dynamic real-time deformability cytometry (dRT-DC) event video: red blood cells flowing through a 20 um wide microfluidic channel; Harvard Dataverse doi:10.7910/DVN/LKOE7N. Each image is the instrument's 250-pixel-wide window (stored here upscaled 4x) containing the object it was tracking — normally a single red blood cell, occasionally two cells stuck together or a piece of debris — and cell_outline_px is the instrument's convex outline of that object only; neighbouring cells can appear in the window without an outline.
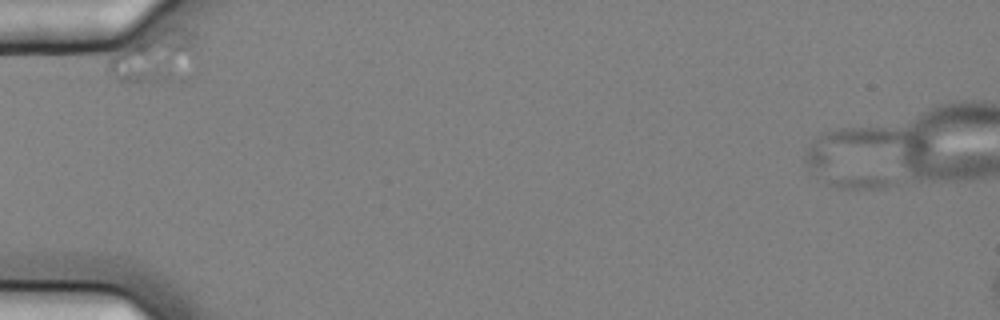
{"species": "common noctule bat (a hibernating species)", "species_latin": "Nyctalus noctula", "temperature_condition": "cold", "stored_images_in_passage": 38, "camera_frame_rate_fps": 3000, "um_per_image_px": 0.085, "animal": {"sex": "female", "body_mass_g": 25.1}, "frame": {"image": 1, "passage_image": 1, "time_ms": 0.0, "image_size_px": [1000, 320], "cell_outline_px": [[192, 56], [184, 80], [120, 80], [108, 68], [108, 60], [112, 56], [136, 40], [168, 24], [192, 36]], "centroid_in_image_um": [13.15, 4.82], "position_along_channel_um": 71.9, "area_um2": 24.74}}
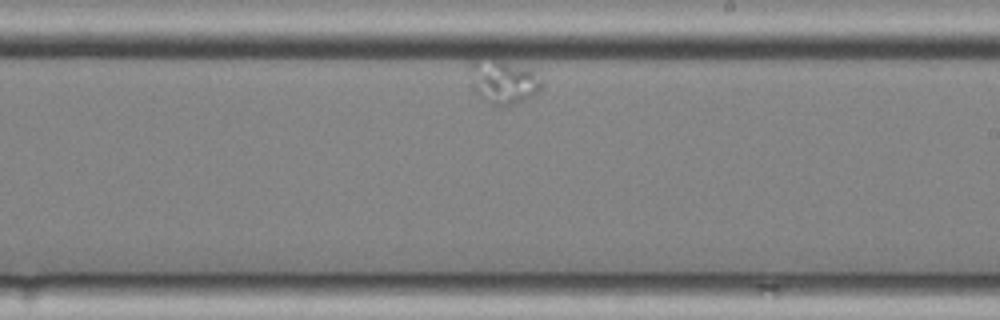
{"frame": {"image": 2, "passage_image": 23, "time_ms": 7.333, "image_size_px": [1000, 320], "cell_outline_px": [[544, 84], [532, 96], [508, 108], [504, 108], [492, 104], [476, 92], [472, 88], [468, 64], [472, 60], [500, 60], [532, 68], [544, 80]], "centroid_in_image_um": [42.82, 6.95], "position_along_channel_um": 246.2, "area_um2": 18.79}}
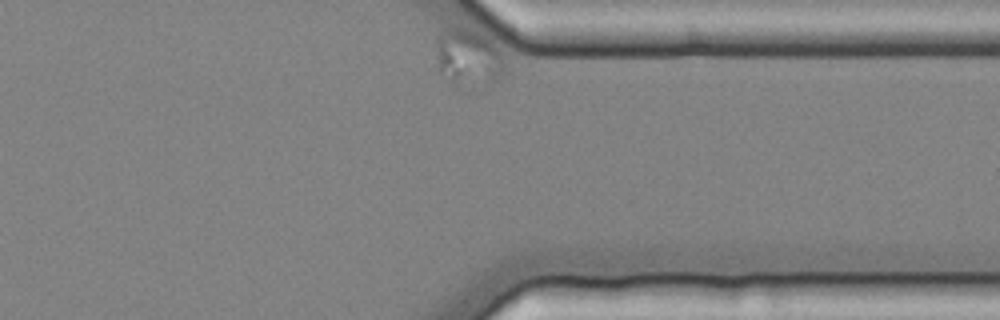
{"frame": {"image": 3, "passage_image": 38, "time_ms": 12.333, "image_size_px": [1000, 320], "cell_outline_px": [[500, 60], [456, 84], [452, 84], [436, 68], [436, 64], [440, 40], [448, 32], [464, 28], [468, 28], [484, 36], [500, 52]], "centroid_in_image_um": [39.5, 4.65], "position_along_channel_um": 371.9, "area_um2": 17.46}}